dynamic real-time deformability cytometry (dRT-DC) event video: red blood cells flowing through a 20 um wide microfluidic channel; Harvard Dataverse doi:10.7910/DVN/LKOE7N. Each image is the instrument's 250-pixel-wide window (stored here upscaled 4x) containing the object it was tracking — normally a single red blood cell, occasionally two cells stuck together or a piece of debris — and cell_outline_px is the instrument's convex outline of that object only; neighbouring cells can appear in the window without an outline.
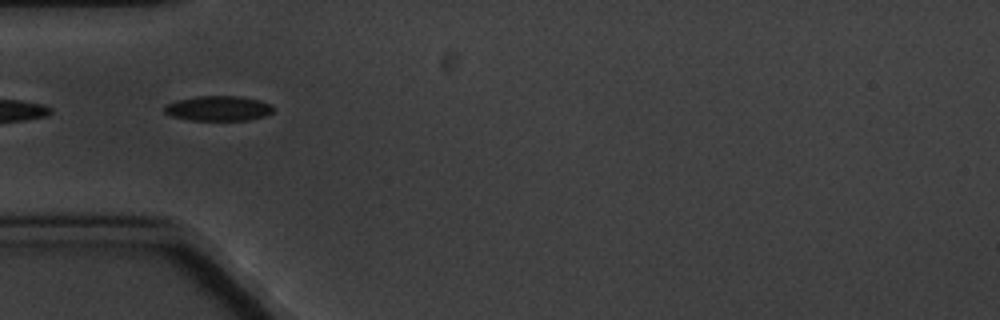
{"species": "common noctule bat (a hibernating species)", "species_latin": "Nyctalus noctula", "temperature_condition": "cold", "stored_images_in_passage": 6, "segment_of_instrument_passage": [2, 2], "camera_frame_rate_fps": 3000, "um_per_image_px": 0.085, "animal": {"sex": "male", "body_mass_g": 20.1, "forearm_length_mm": 53.5}, "frame": {"image": 1, "passage_image": 6, "time_ms": 5.667, "image_size_px": [1000, 320], "cell_outline_px": [[272, 112], [268, 116], [248, 120], [192, 120], [172, 116], [164, 112], [164, 104], [176, 100], [196, 96], [236, 96], [260, 100], [272, 104]], "centroid_in_image_um": [18.56, 9.21], "position_along_channel_um": 66.4, "area_um2": 15.95}}